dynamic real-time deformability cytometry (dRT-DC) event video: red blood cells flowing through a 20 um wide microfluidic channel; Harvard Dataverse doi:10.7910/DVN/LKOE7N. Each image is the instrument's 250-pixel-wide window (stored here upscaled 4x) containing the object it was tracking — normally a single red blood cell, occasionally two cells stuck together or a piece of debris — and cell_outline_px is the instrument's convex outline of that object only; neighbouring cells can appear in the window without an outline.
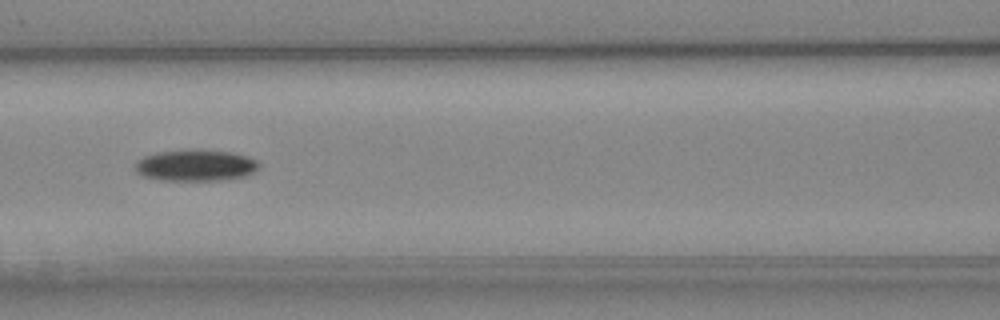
{"species": "Egyptian fruit bat (a non-hibernating species)", "species_latin": "Rousettus aegyptiacus", "temperature_condition": "cold", "stored_images_in_passage": 7, "camera_frame_rate_fps": 3000, "um_per_image_px": 0.085, "animal": {"sex": "female"}, "frame": {"image": 1, "passage_image": 7, "time_ms": 7.0, "image_size_px": [1000, 320], "cell_outline_px": [[260, 168], [256, 172], [244, 176], [220, 180], [160, 180], [144, 176], [136, 172], [136, 160], [144, 156], [156, 152], [232, 152], [256, 160], [260, 164]], "centroid_in_image_um": [16.64, 14.1], "position_along_channel_um": 150.0, "area_um2": 21.85}}